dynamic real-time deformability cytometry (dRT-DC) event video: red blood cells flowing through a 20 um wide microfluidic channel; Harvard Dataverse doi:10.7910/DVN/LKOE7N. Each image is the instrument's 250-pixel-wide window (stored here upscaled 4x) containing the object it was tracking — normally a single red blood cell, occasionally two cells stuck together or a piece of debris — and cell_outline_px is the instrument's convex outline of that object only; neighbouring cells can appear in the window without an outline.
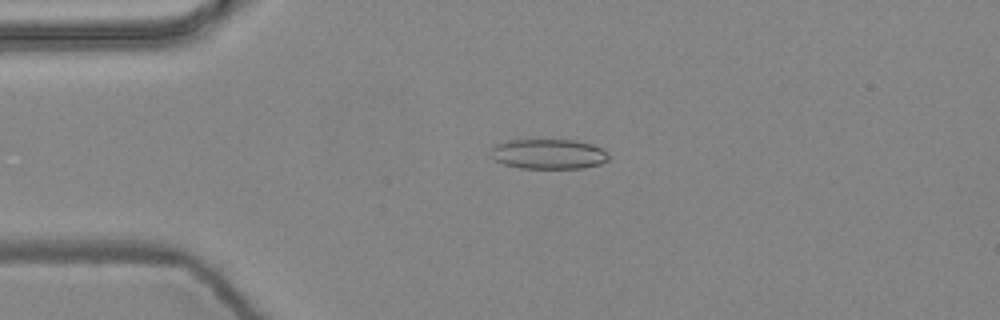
{"species": "common noctule bat (a hibernating species)", "species_latin": "Nyctalus noctula", "temperature_condition": "warm", "stored_images_in_passage": 4, "camera_frame_rate_fps": 3000, "um_per_image_px": 0.085, "animal": {"sex": "female", "body_mass_g": 24.6, "forearm_length_mm": 56.2}, "frame": {"image": 1, "passage_image": 3, "time_ms": 0.667, "image_size_px": [1000, 320], "cell_outline_px": [[608, 160], [600, 164], [584, 168], [520, 168], [504, 164], [496, 160], [492, 156], [492, 148], [496, 144], [508, 140], [572, 140], [592, 144], [608, 152]], "centroid_in_image_um": [46.64, 13.09], "position_along_channel_um": 38.4, "area_um2": 20.46}}